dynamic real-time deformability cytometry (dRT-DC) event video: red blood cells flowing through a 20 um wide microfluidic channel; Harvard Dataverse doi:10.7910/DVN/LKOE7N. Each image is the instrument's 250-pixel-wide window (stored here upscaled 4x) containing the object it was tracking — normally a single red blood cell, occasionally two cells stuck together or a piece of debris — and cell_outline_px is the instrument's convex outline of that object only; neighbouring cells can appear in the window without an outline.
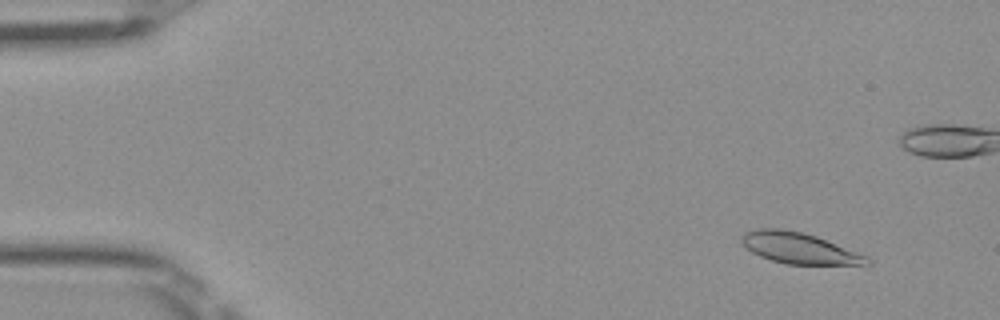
{"species": "Egyptian fruit bat (a non-hibernating species)", "species_latin": "Rousettus aegyptiacus", "temperature_condition": "room temperature", "stored_images_in_passage": 52, "camera_frame_rate_fps": 3000, "um_per_image_px": 0.085, "frame": {"image": 1, "passage_image": 5, "time_ms": 1.333, "image_size_px": [1000, 320], "cell_outline_px": [[872, 264], [868, 268], [784, 264], [760, 256], [752, 252], [740, 240], [740, 236], [744, 232], [760, 228], [780, 228], [804, 232], [816, 236], [868, 256], [872, 260]], "centroid_in_image_um": [68.11, 21.16], "position_along_channel_um": 16.9, "area_um2": 23.87}}
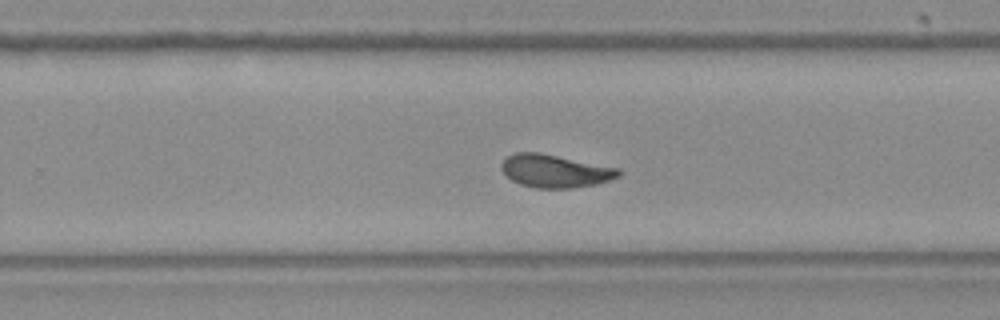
{"frame": {"image": 2, "passage_image": 33, "time_ms": 10.667, "image_size_px": [1000, 320], "cell_outline_px": [[624, 172], [620, 176], [596, 184], [572, 188], [536, 188], [520, 184], [512, 180], [500, 168], [500, 164], [508, 156], [516, 152], [540, 152], [620, 168]], "centroid_in_image_um": [47.21, 14.53], "position_along_channel_um": 282.6, "area_um2": 22.6}}
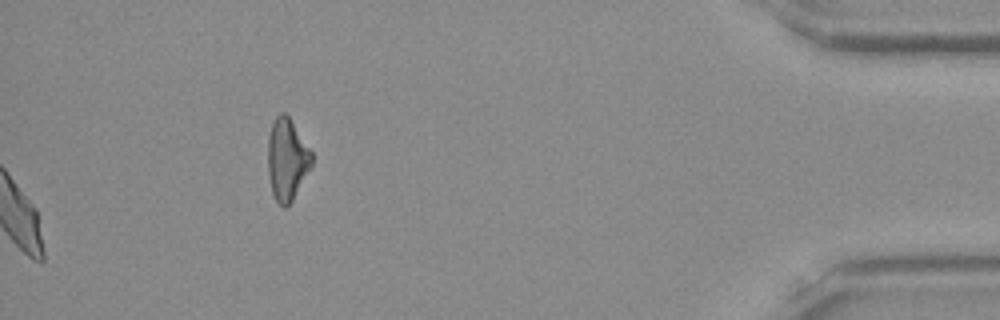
{"frame": {"image": 3, "passage_image": 52, "time_ms": 17.0, "image_size_px": [1000, 320], "cell_outline_px": [[312, 164], [292, 200], [284, 208], [276, 200], [272, 192], [268, 172], [268, 136], [272, 124], [276, 116], [280, 112], [284, 112], [288, 116], [312, 152]], "centroid_in_image_um": [24.38, 13.53], "position_along_channel_um": 410.8, "area_um2": 20.52}, "authors_computed_cell_mechanics": {"area_um2": 22.5998, "velocity_mm_per_s": 4.0032, "shape_relaxation_time_tau1_ms": 7.5464, "shape_relaxation_time_tau2_ms": 2.2536, "deformation_change_tau1": 0.218, "deformation_change_tau2": 0.0682}}